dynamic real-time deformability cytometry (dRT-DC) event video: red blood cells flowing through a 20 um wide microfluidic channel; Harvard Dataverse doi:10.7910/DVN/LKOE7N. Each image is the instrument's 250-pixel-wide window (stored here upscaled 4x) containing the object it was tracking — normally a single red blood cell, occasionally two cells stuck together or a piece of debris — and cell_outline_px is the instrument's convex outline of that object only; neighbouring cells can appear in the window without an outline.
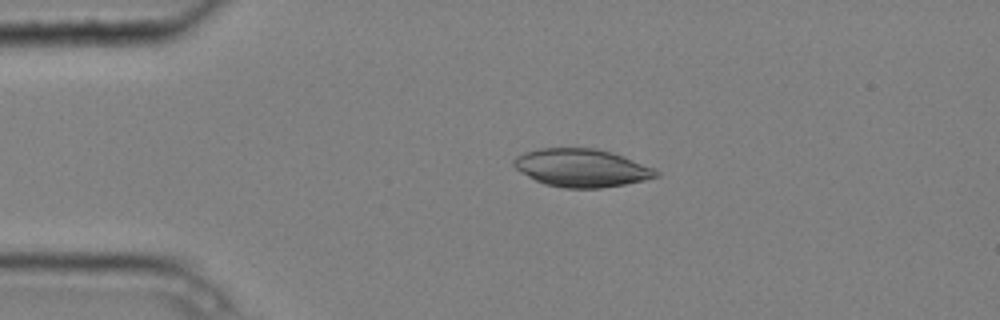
{"species": "common noctule bat (a hibernating species)", "species_latin": "Nyctalus noctula", "temperature_condition": "cold", "stored_images_in_passage": 3, "camera_frame_rate_fps": 3000, "um_per_image_px": 0.085, "animal": {"sex": "male", "body_mass_g": 20.4}, "frame": {"image": 1, "passage_image": 2, "time_ms": 0.333, "image_size_px": [1000, 320], "cell_outline_px": [[660, 176], [644, 180], [624, 184], [600, 188], [564, 188], [544, 184], [520, 172], [512, 164], [512, 160], [516, 156], [524, 152], [540, 148], [596, 148], [612, 152], [624, 156], [652, 168], [660, 172]], "centroid_in_image_um": [49.41, 14.27], "position_along_channel_um": 35.6, "area_um2": 31.5}}